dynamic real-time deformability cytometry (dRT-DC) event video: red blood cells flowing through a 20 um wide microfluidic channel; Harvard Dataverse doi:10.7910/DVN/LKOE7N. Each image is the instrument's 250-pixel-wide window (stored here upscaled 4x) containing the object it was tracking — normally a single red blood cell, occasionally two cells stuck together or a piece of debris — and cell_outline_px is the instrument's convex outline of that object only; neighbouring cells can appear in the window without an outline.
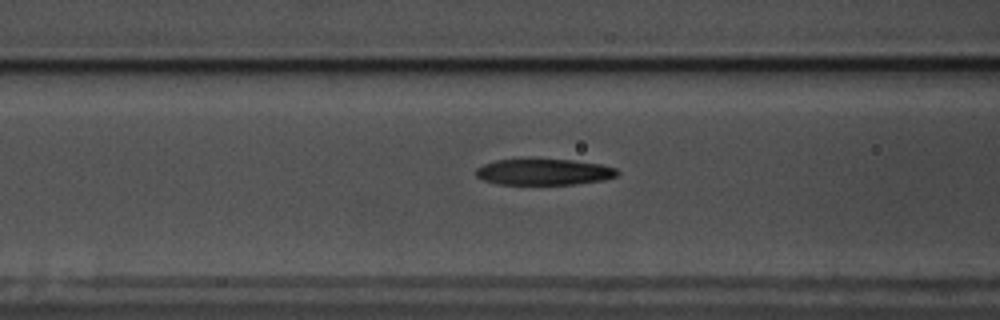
{"species": "common noctule bat (a hibernating species)", "species_latin": "Nyctalus noctula", "temperature_condition": "warm", "stored_images_in_passage": 59, "camera_frame_rate_fps": 3000, "um_per_image_px": 0.085, "animal": {"sex": "male", "body_mass_g": 17.5, "forearm_length_mm": 52.3}, "frame": {"image": 1, "passage_image": 24, "time_ms": 7.667, "image_size_px": [1000, 320], "cell_outline_px": [[620, 172], [616, 176], [604, 180], [572, 184], [500, 184], [484, 180], [476, 176], [476, 168], [484, 164], [496, 160], [572, 160], [600, 164], [616, 168]], "centroid_in_image_um": [46.25, 14.62], "position_along_channel_um": 120.3, "area_um2": 21.21}}
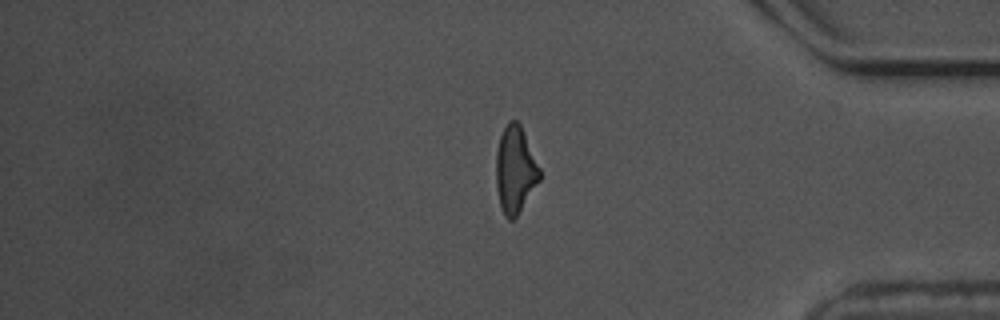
{"frame": {"image": 2, "passage_image": 49, "time_ms": 16.0, "image_size_px": [1000, 320], "cell_outline_px": [[540, 180], [516, 216], [512, 220], [508, 220], [504, 216], [500, 204], [496, 188], [496, 152], [500, 136], [508, 120], [516, 120], [520, 124], [540, 168]], "centroid_in_image_um": [43.78, 14.42], "position_along_channel_um": 391.4, "area_um2": 21.91}}
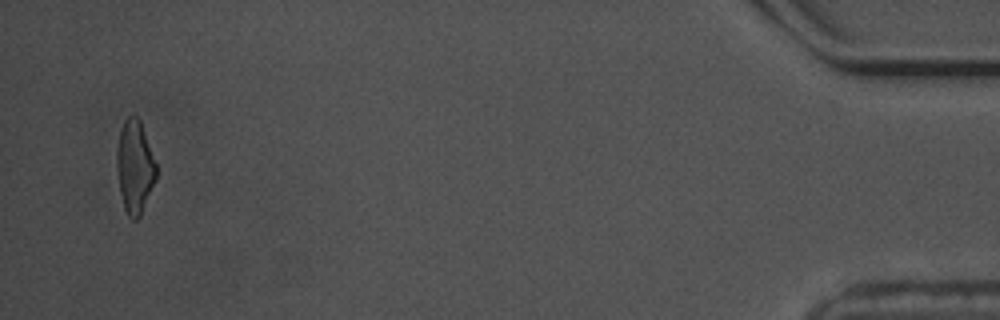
{"frame": {"image": 3, "passage_image": 57, "time_ms": 18.667, "image_size_px": [1000, 320], "cell_outline_px": [[156, 180], [140, 216], [136, 220], [132, 220], [128, 216], [124, 208], [120, 192], [116, 164], [116, 152], [120, 128], [124, 120], [128, 116], [136, 116], [140, 120], [156, 164]], "centroid_in_image_um": [11.44, 14.19], "position_along_channel_um": 423.8, "area_um2": 21.33}, "authors_computed_cell_mechanics": {"area_um2": 21.9062, "velocity_mm_per_s": 3.5438, "shape_relaxation_time_tau1_ms": 4.2693, "shape_relaxation_time_tau2_ms": 1.721, "deformation_change_tau1": 0.1882, "deformation_change_tau2": 0.1142}}